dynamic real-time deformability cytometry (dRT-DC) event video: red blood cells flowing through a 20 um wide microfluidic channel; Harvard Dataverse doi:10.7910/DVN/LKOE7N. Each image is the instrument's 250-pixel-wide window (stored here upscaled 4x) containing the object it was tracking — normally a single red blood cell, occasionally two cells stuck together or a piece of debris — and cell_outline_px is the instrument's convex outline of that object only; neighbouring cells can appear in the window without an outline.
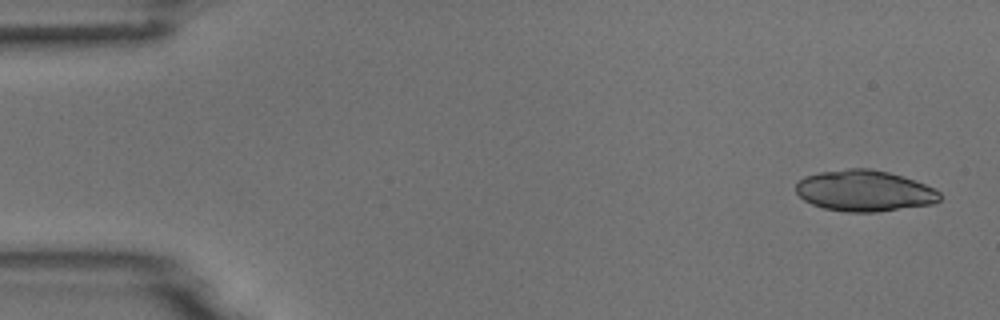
{"species": "common noctule bat (a hibernating species)", "species_latin": "Nyctalus noctula", "temperature_condition": "room temperature", "stored_images_in_passage": 6, "camera_frame_rate_fps": 3000, "um_per_image_px": 0.085, "animal": {"sex": "male", "body_mass_g": 18.8}, "frame": {"image": 1, "passage_image": 1, "time_ms": 0.0, "image_size_px": [1000, 320], "cell_outline_px": [[940, 200], [932, 204], [876, 212], [848, 212], [824, 208], [812, 204], [804, 200], [796, 192], [796, 184], [804, 176], [820, 172], [848, 168], [868, 168], [888, 172], [924, 184], [940, 192]], "centroid_in_image_um": [73.45, 16.22], "position_along_channel_um": 11.6, "area_um2": 34.22}}